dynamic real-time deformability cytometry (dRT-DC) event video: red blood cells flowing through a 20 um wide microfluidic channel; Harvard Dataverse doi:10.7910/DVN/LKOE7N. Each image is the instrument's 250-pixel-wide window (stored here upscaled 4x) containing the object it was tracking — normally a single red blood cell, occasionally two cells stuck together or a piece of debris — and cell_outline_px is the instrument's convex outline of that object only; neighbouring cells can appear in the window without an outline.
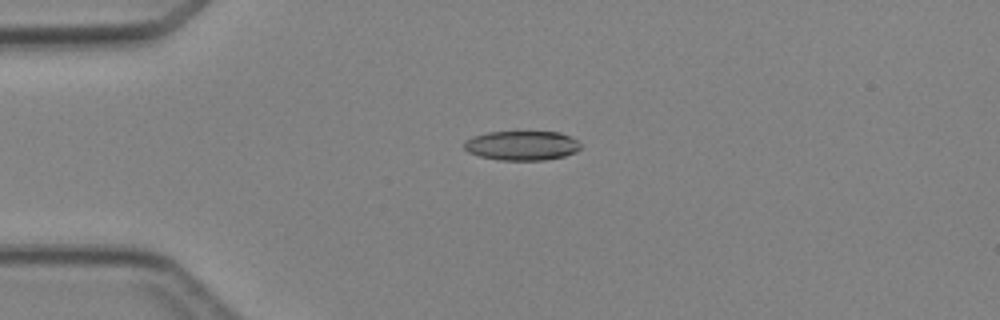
{"species": "Egyptian fruit bat (a non-hibernating species)", "species_latin": "Rousettus aegyptiacus", "temperature_condition": "cold", "stored_images_in_passage": 2, "camera_frame_rate_fps": 3000, "um_per_image_px": 0.085, "animal": {"sex": "female"}, "frame": {"image": 1, "passage_image": 1, "time_ms": 0.0, "image_size_px": [1000, 320], "cell_outline_px": [[580, 148], [576, 152], [564, 156], [544, 160], [500, 160], [480, 156], [468, 152], [464, 148], [464, 140], [472, 136], [488, 132], [560, 132], [576, 140], [580, 144]], "centroid_in_image_um": [44.33, 12.37], "position_along_channel_um": 40.7, "area_um2": 19.94}}